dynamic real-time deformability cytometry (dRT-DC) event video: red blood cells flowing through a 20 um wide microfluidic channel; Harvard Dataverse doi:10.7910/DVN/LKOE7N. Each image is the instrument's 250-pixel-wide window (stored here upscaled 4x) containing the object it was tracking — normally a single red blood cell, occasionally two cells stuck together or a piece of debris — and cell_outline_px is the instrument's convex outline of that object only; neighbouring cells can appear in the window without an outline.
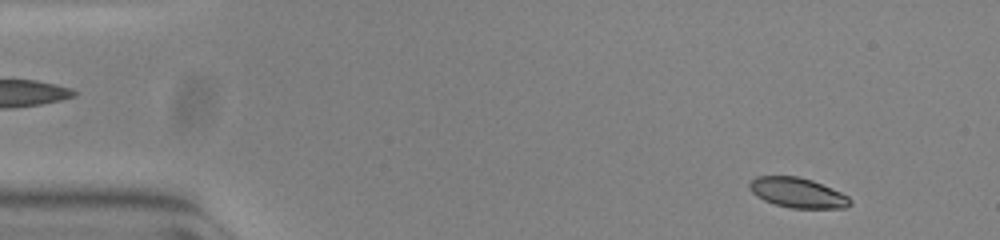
{"species": "common noctule bat (a hibernating species)", "species_latin": "Nyctalus noctula", "temperature_condition": "warm", "stored_images_in_passage": 53, "camera_frame_rate_fps": 3000, "um_per_image_px": 0.085, "animal": {"sex": "female", "body_mass_g": 23.0, "forearm_length_mm": 53.4}, "frame": {"image": 1, "passage_image": 4, "time_ms": 1.0, "image_size_px": [1000, 240], "cell_outline_px": [[852, 204], [844, 208], [792, 208], [776, 204], [764, 200], [756, 196], [748, 188], [748, 184], [756, 176], [796, 176], [812, 180], [840, 192], [848, 196], [852, 200]], "centroid_in_image_um": [67.79, 16.38], "position_along_channel_um": 17.2, "area_um2": 17.51}}
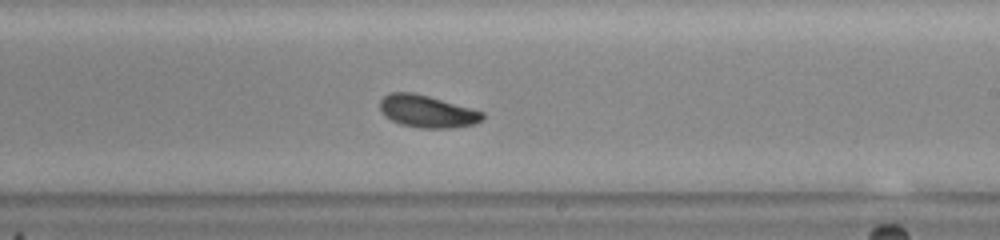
{"frame": {"image": 2, "passage_image": 31, "time_ms": 10.0, "image_size_px": [1000, 240], "cell_outline_px": [[484, 116], [476, 124], [452, 128], [420, 128], [400, 124], [392, 120], [380, 108], [380, 100], [384, 96], [392, 92], [412, 92], [428, 96], [484, 112]], "centroid_in_image_um": [36.32, 9.47], "position_along_channel_um": 252.7, "area_um2": 19.02}}
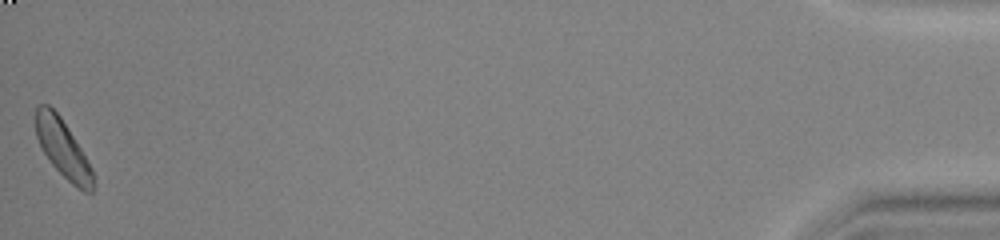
{"frame": {"image": 3, "passage_image": 53, "time_ms": 17.333, "image_size_px": [1000, 240], "cell_outline_px": [[92, 192], [84, 192], [72, 184], [52, 164], [44, 152], [36, 136], [36, 104], [48, 104], [60, 116], [80, 148], [92, 168]], "centroid_in_image_um": [5.31, 12.6], "position_along_channel_um": 429.9, "area_um2": 18.67}}